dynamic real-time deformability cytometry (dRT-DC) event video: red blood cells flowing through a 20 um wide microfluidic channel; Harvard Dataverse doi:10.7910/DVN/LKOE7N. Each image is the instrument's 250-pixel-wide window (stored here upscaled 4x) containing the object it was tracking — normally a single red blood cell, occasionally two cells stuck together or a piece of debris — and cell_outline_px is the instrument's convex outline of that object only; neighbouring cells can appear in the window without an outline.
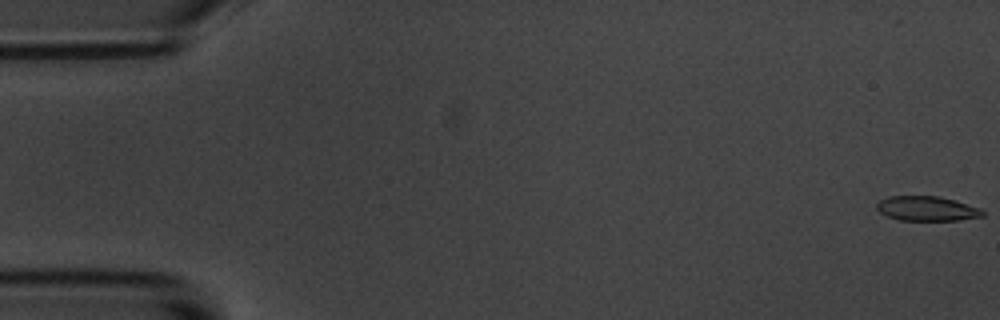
{"species": "common noctule bat (a hibernating species)", "species_latin": "Nyctalus noctula", "temperature_condition": "room temperature", "stored_images_in_passage": 6, "camera_frame_rate_fps": 3000, "um_per_image_px": 0.085, "animal": {"sex": "male", "body_mass_g": 20.1, "forearm_length_mm": 53.5}, "frame": {"image": 1, "passage_image": 1, "time_ms": 0.0, "image_size_px": [1000, 320], "cell_outline_px": [[984, 216], [960, 220], [900, 220], [888, 216], [880, 212], [876, 208], [876, 204], [880, 200], [888, 196], [940, 196], [980, 208], [984, 212]], "centroid_in_image_um": [78.78, 17.72], "position_along_channel_um": 6.2, "area_um2": 15.14}}
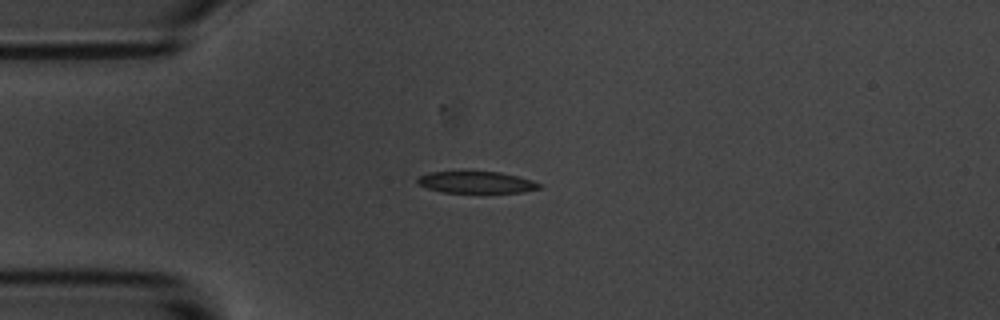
{"frame": {"image": 2, "passage_image": 5, "time_ms": 4.667, "image_size_px": [1000, 320], "cell_outline_px": [[544, 188], [524, 192], [444, 192], [428, 188], [420, 184], [416, 180], [420, 176], [428, 172], [500, 172], [532, 180], [540, 184]], "centroid_in_image_um": [40.54, 15.5], "position_along_channel_um": 44.5, "area_um2": 15.14}}